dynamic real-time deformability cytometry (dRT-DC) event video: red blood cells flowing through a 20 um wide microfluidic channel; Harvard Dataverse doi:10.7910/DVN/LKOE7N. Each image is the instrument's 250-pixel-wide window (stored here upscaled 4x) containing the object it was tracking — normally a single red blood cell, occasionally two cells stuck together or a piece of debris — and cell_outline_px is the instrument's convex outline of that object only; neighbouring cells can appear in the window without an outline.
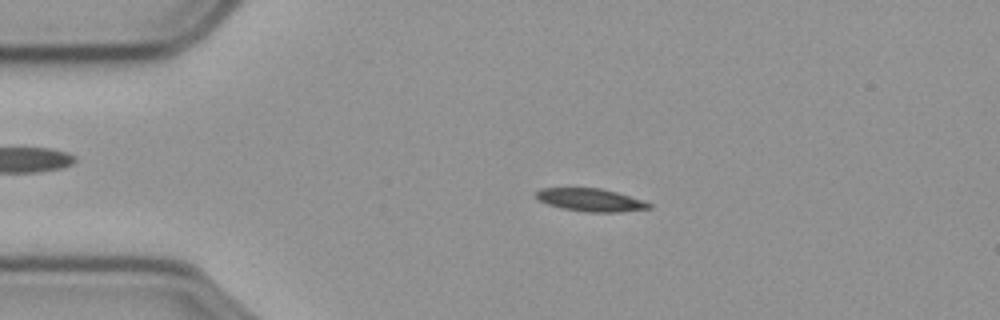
{"species": "common noctule bat (a hibernating species)", "species_latin": "Nyctalus noctula", "temperature_condition": "cold", "stored_images_in_passage": 56, "camera_frame_rate_fps": 3000, "um_per_image_px": 0.085, "animal": {"sex": "male", "body_mass_g": 23.1, "forearm_length_mm": 52.7}, "frame": {"image": 1, "passage_image": 11, "time_ms": 3.333, "image_size_px": [1000, 320], "cell_outline_px": [[652, 208], [616, 212], [592, 212], [564, 208], [548, 204], [540, 200], [536, 196], [536, 192], [540, 188], [600, 188], [616, 192], [652, 204]], "centroid_in_image_um": [50.19, 16.99], "position_along_channel_um": 34.8, "area_um2": 14.62}}
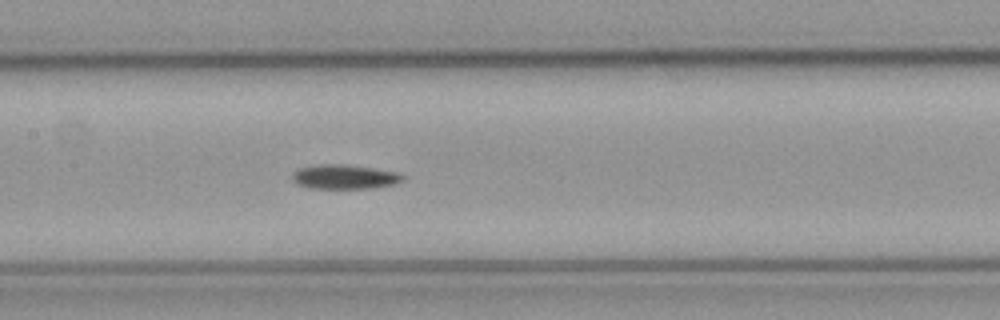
{"frame": {"image": 2, "passage_image": 26, "time_ms": 8.333, "image_size_px": [1000, 320], "cell_outline_px": [[404, 180], [392, 184], [372, 188], [308, 188], [296, 184], [292, 180], [292, 172], [300, 168], [320, 164], [344, 164], [400, 172], [404, 176]], "centroid_in_image_um": [29.26, 15.03], "position_along_channel_um": 178.1, "area_um2": 15.72}}
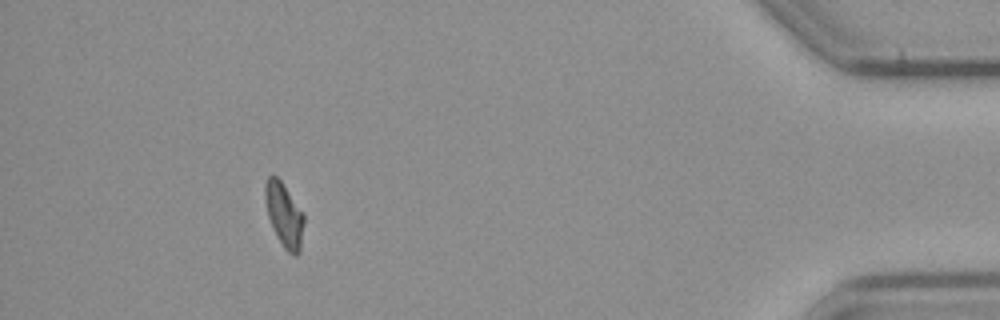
{"frame": {"image": 3, "passage_image": 51, "time_ms": 16.667, "image_size_px": [1000, 320], "cell_outline_px": [[304, 224], [300, 252], [296, 256], [292, 256], [284, 248], [276, 236], [268, 216], [264, 196], [264, 184], [268, 176], [276, 176], [280, 180], [304, 212]], "centroid_in_image_um": [24.16, 18.29], "position_along_channel_um": 411.0, "area_um2": 14.68}}